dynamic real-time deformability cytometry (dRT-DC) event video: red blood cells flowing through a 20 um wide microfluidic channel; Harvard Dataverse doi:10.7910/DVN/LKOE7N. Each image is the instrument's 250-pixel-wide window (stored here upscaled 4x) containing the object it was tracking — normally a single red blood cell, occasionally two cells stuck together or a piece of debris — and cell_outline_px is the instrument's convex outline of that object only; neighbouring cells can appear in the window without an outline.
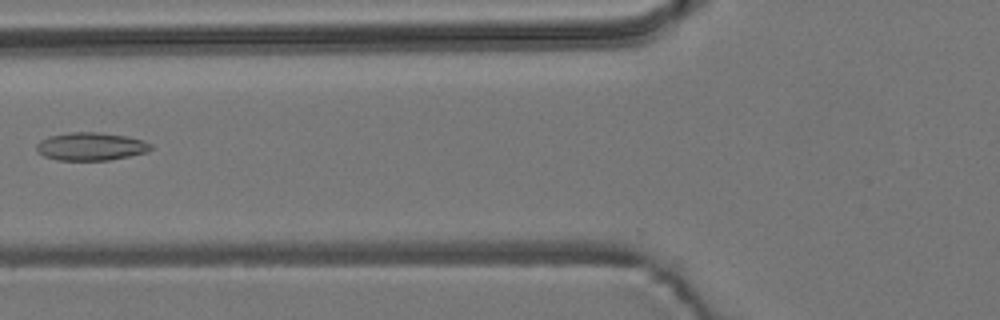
{"species": "common noctule bat (a hibernating species)", "species_latin": "Nyctalus noctula", "temperature_condition": "room temperature", "stored_images_in_passage": 8, "camera_frame_rate_fps": 3000, "um_per_image_px": 0.085, "animal": {"sex": "male", "body_mass_g": 19.2, "forearm_length_mm": 51.8}, "frame": {"image": 1, "passage_image": 7, "time_ms": 2.0, "image_size_px": [1000, 320], "cell_outline_px": [[152, 148], [148, 152], [108, 160], [56, 160], [44, 156], [36, 148], [36, 144], [40, 140], [48, 136], [72, 132], [100, 132], [128, 136], [144, 140], [152, 144]], "centroid_in_image_um": [7.74, 12.44], "position_along_channel_um": 118.1, "area_um2": 18.73}}
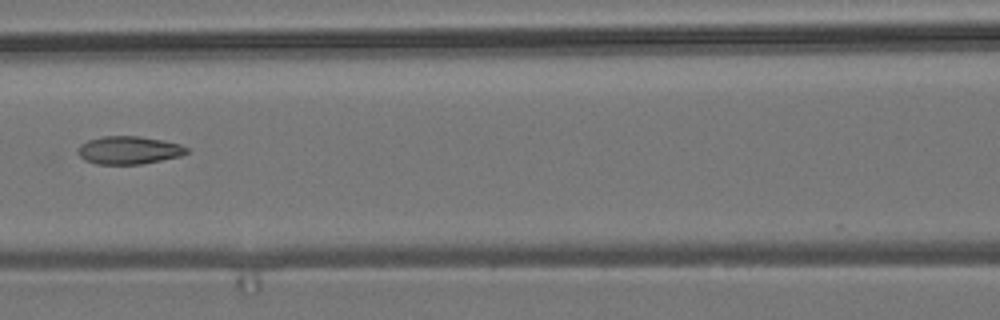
{"frame": {"image": 2, "passage_image": 8, "time_ms": 2.333, "image_size_px": [1000, 320], "cell_outline_px": [[188, 152], [180, 156], [140, 164], [96, 164], [84, 160], [76, 152], [80, 144], [88, 140], [104, 136], [140, 136], [180, 144], [188, 148]], "centroid_in_image_um": [10.91, 12.76], "position_along_channel_um": 155.7, "area_um2": 17.63}}